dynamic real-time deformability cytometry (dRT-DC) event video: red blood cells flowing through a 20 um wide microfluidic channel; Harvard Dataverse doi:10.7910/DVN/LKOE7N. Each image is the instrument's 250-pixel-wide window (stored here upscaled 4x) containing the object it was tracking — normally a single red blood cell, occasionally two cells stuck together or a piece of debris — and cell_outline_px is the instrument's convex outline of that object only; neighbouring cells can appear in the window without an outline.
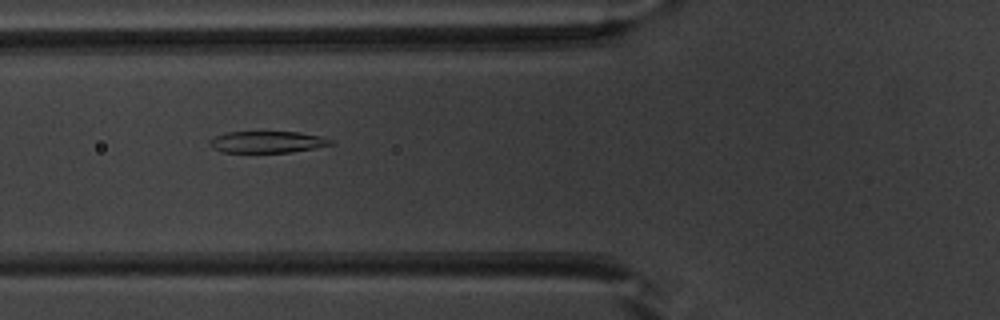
{"species": "common noctule bat (a hibernating species)", "species_latin": "Nyctalus noctula", "temperature_condition": "warm", "stored_images_in_passage": 35, "camera_frame_rate_fps": 3000, "um_per_image_px": 0.085, "animal": {"sex": "male", "body_mass_g": 20.1, "forearm_length_mm": 53.5}, "frame": {"image": 1, "passage_image": 4, "time_ms": 1.0, "image_size_px": [1000, 320], "cell_outline_px": [[336, 144], [292, 152], [220, 152], [212, 148], [208, 144], [208, 140], [224, 132], [300, 132], [320, 136], [332, 140]], "centroid_in_image_um": [22.7, 12.07], "position_along_channel_um": 103.1, "area_um2": 15.37}}
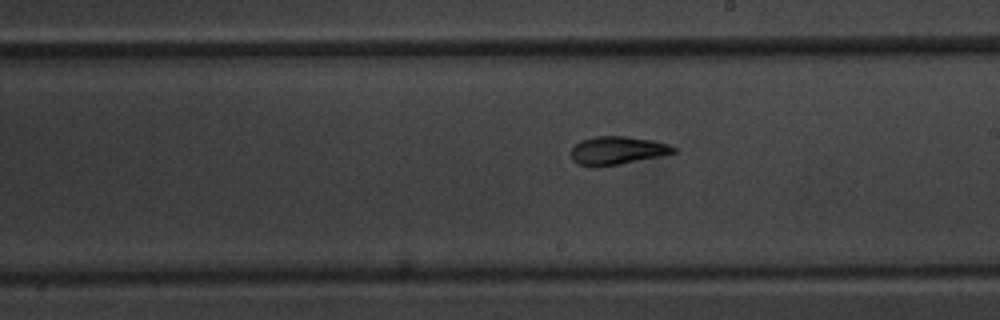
{"frame": {"image": 2, "passage_image": 14, "time_ms": 4.333, "image_size_px": [1000, 320], "cell_outline_px": [[676, 152], [660, 156], [620, 164], [576, 164], [572, 160], [572, 148], [580, 140], [596, 136], [624, 136], [652, 140], [668, 144], [676, 148]], "centroid_in_image_um": [52.5, 12.76], "position_along_channel_um": 236.5, "area_um2": 16.3}}
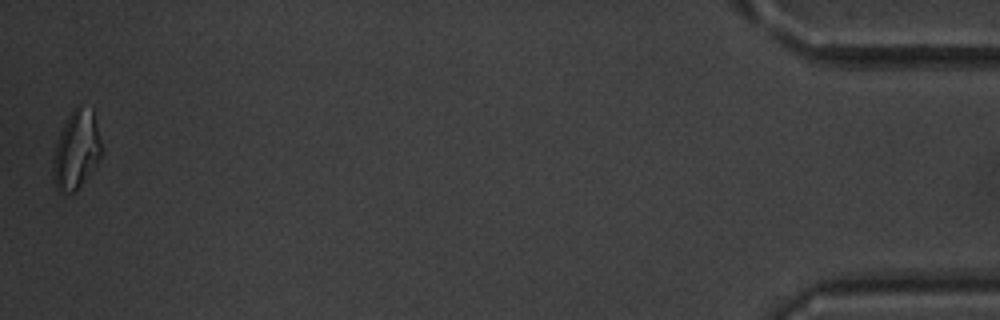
{"frame": {"image": 3, "passage_image": 35, "time_ms": 11.333, "image_size_px": [1000, 320], "cell_outline_px": [[104, 148], [100, 160], [76, 192], [60, 192], [56, 188], [52, 180], [52, 160], [56, 144], [60, 132], [68, 116], [76, 104], [80, 104], [92, 108]], "centroid_in_image_um": [6.51, 12.74], "position_along_channel_um": 428.7, "area_um2": 22.77}, "authors_computed_cell_mechanics": {"area_um2": 16.5886, "velocity_mm_per_s": 3.9979, "shape_relaxation_time_tau1_ms": 7.2082, "shape_relaxation_time_tau2_ms": 1.8729, "deformation_change_tau1": 0.2283, "deformation_change_tau2": 0.0796}}